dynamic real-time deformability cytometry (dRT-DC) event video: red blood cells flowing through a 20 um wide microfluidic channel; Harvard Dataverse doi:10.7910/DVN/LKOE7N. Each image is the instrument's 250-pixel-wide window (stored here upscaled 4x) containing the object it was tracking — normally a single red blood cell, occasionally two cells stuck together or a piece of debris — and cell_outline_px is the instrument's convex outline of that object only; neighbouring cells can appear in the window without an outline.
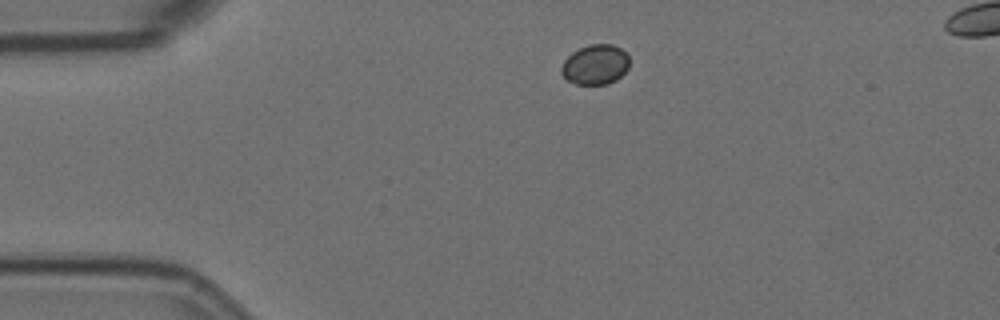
{"species": "Egyptian fruit bat (a non-hibernating species)", "species_latin": "Rousettus aegyptiacus", "temperature_condition": "room temperature", "stored_images_in_passage": 8, "camera_frame_rate_fps": 3000, "um_per_image_px": 0.085, "animal": {"sex": "female"}, "frame": {"image": 1, "passage_image": 1, "time_ms": 0.0, "image_size_px": [1000, 320], "cell_outline_px": [[628, 68], [616, 80], [608, 84], [576, 84], [568, 80], [560, 72], [560, 68], [564, 60], [572, 52], [588, 44], [612, 44], [628, 52]], "centroid_in_image_um": [50.6, 5.48], "position_along_channel_um": 34.4, "area_um2": 15.9}}
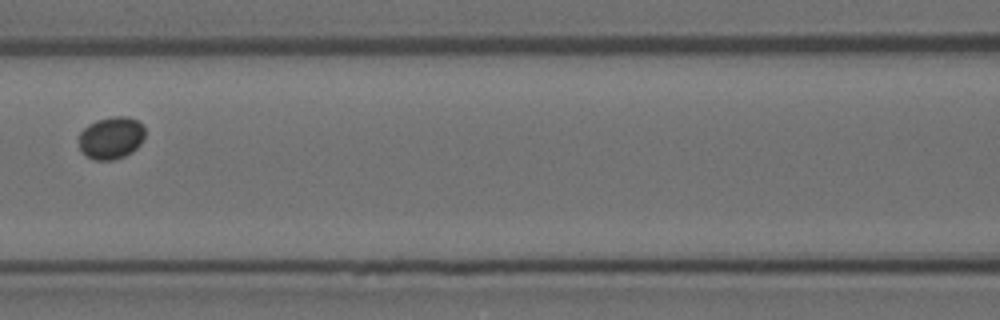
{"frame": {"image": 2, "passage_image": 5, "time_ms": 1.333, "image_size_px": [1000, 320], "cell_outline_px": [[144, 140], [132, 152], [124, 156], [112, 160], [96, 160], [88, 156], [80, 148], [80, 132], [88, 124], [96, 120], [112, 116], [128, 116], [144, 124]], "centroid_in_image_um": [9.48, 11.69], "position_along_channel_um": 157.1, "area_um2": 16.3}}
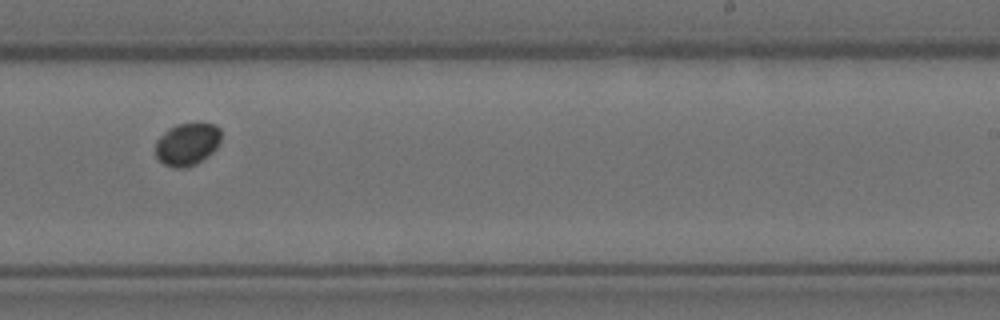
{"frame": {"image": 3, "passage_image": 8, "time_ms": 2.333, "image_size_px": [1000, 320], "cell_outline_px": [[220, 140], [216, 148], [212, 152], [196, 164], [184, 168], [172, 168], [164, 164], [156, 156], [156, 140], [168, 128], [176, 124], [200, 120], [216, 124], [220, 128]], "centroid_in_image_um": [15.93, 12.2], "position_along_channel_um": 273.1, "area_um2": 16.76}}